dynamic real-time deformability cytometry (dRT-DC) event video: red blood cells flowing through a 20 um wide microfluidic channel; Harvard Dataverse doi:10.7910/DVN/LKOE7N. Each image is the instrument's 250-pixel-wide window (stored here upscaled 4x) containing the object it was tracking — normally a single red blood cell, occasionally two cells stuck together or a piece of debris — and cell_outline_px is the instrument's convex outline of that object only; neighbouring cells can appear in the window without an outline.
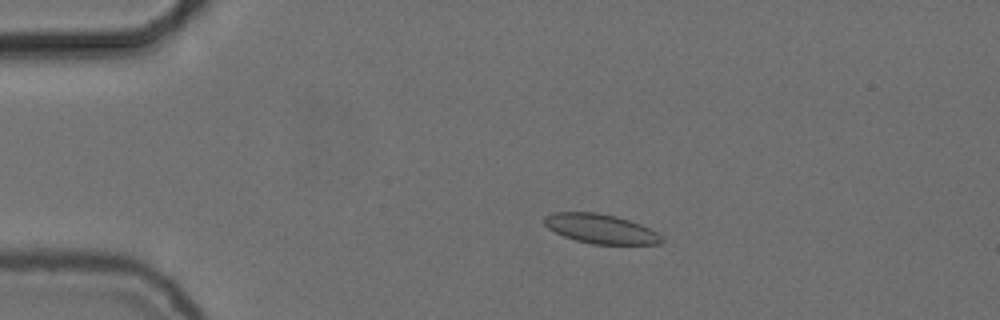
{"species": "common noctule bat (a hibernating species)", "species_latin": "Nyctalus noctula", "temperature_condition": "cold", "stored_images_in_passage": 14, "camera_frame_rate_fps": 3000, "um_per_image_px": 0.085, "animal": {"sex": "female", "body_mass_g": 24.6, "forearm_length_mm": 56.2}, "frame": {"image": 1, "passage_image": 5, "time_ms": 1.333, "image_size_px": [1000, 320], "cell_outline_px": [[664, 240], [660, 244], [592, 244], [576, 240], [564, 236], [548, 228], [544, 224], [544, 216], [556, 212], [596, 212], [616, 216], [640, 224], [664, 236]], "centroid_in_image_um": [51.07, 19.45], "position_along_channel_um": 33.9, "area_um2": 20.06}}
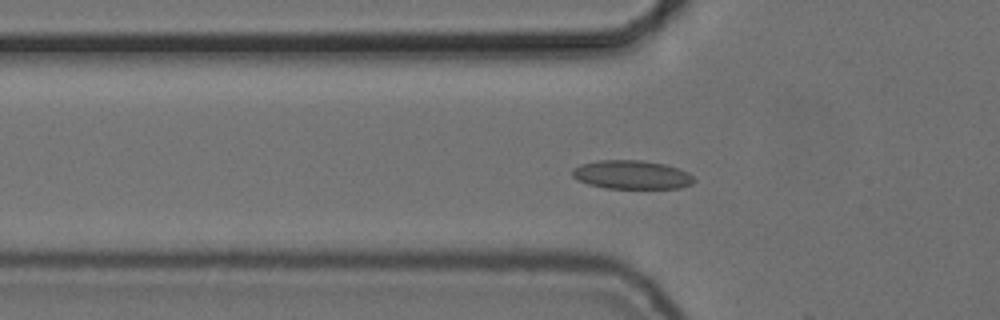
{"frame": {"image": 2, "passage_image": 12, "time_ms": 3.667, "image_size_px": [1000, 320], "cell_outline_px": [[696, 180], [692, 184], [680, 188], [604, 188], [588, 184], [576, 180], [572, 176], [572, 168], [580, 164], [600, 160], [640, 160], [664, 164], [688, 172]], "centroid_in_image_um": [53.66, 14.85], "position_along_channel_um": 72.1, "area_um2": 20.4}}